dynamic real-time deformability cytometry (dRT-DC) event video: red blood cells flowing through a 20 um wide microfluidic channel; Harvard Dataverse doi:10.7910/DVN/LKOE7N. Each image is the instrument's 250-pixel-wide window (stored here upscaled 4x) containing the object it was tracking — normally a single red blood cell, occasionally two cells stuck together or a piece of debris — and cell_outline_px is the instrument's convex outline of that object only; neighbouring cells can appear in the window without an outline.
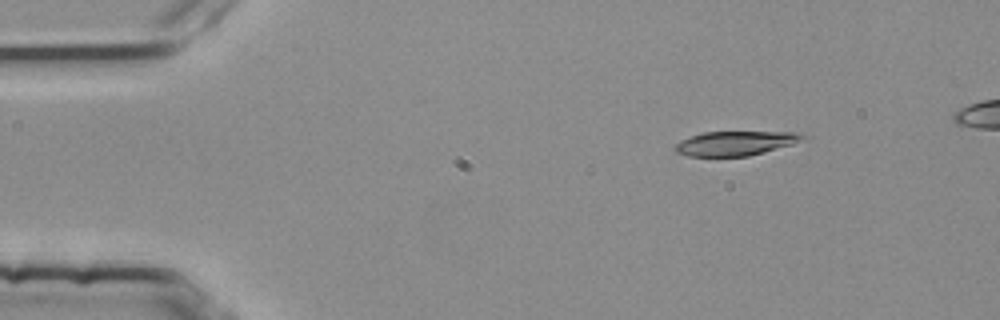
{"species": "common noctule bat (a hibernating species)", "species_latin": "Nyctalus noctula", "temperature_condition": "room temperature", "stored_images_in_passage": 3, "camera_frame_rate_fps": 3000, "um_per_image_px": 0.085, "animal": {"sex": "female", "body_mass_g": 25.1}, "frame": {"image": 1, "passage_image": 1, "time_ms": 0.0, "image_size_px": [1000, 320], "cell_outline_px": [[808, 136], [804, 140], [792, 144], [764, 152], [748, 156], [688, 156], [676, 152], [676, 144], [680, 140], [704, 132], [792, 132]], "centroid_in_image_um": [62.53, 12.18], "position_along_channel_um": 22.5, "area_um2": 17.92}}